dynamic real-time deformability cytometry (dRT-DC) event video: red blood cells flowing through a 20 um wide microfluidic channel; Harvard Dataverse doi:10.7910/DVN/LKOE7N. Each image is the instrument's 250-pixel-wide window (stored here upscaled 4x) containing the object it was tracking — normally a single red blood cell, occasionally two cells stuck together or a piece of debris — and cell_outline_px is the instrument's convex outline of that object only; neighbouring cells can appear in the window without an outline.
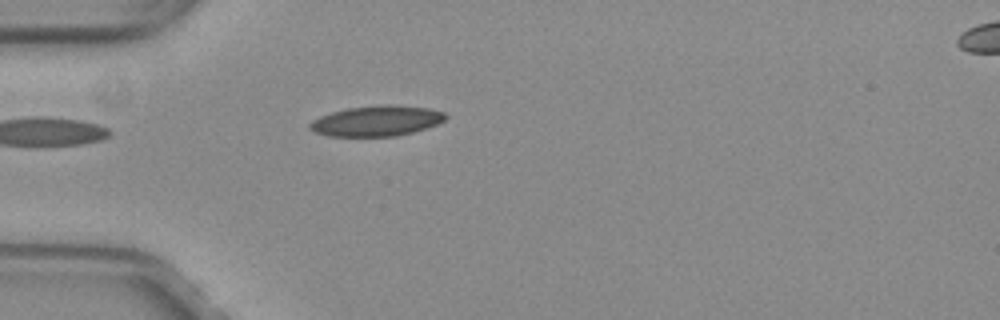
{"species": "common noctule bat (a hibernating species)", "species_latin": "Nyctalus noctula", "temperature_condition": "warm", "stored_images_in_passage": 37, "camera_frame_rate_fps": 3000, "um_per_image_px": 0.085, "animal": {"sex": "female", "body_mass_g": 29.2, "forearm_length_mm": 56.3}, "frame": {"image": 1, "passage_image": 1, "time_ms": 0.0, "image_size_px": [1000, 320], "cell_outline_px": [[448, 116], [444, 120], [428, 128], [396, 136], [328, 136], [316, 132], [308, 128], [308, 124], [312, 120], [320, 116], [332, 112], [348, 108], [380, 104], [396, 104], [432, 108], [444, 112]], "centroid_in_image_um": [32.04, 10.26], "position_along_channel_um": 53.0, "area_um2": 24.33}}
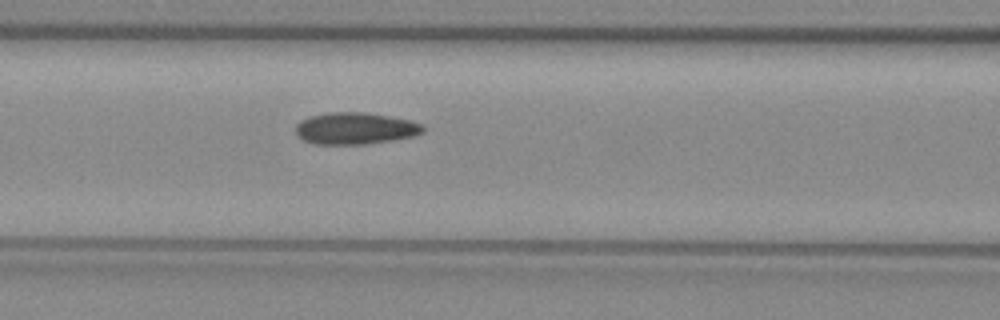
{"frame": {"image": 2, "passage_image": 8, "time_ms": 2.333, "image_size_px": [1000, 320], "cell_outline_px": [[424, 132], [412, 136], [392, 140], [364, 144], [316, 144], [304, 140], [296, 136], [296, 124], [300, 120], [308, 116], [328, 112], [364, 112], [388, 116], [408, 120], [424, 124]], "centroid_in_image_um": [30.16, 10.91], "position_along_channel_um": 136.4, "area_um2": 23.64}}
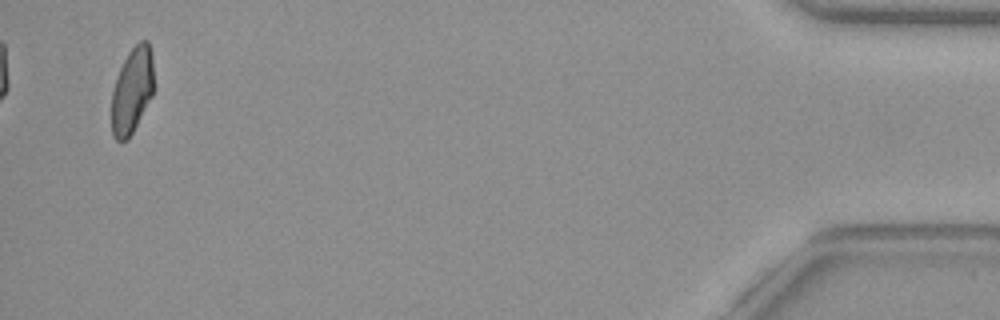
{"frame": {"image": 3, "passage_image": 36, "time_ms": 11.667, "image_size_px": [1000, 320], "cell_outline_px": [[152, 96], [132, 132], [124, 140], [116, 140], [112, 136], [112, 88], [116, 76], [128, 52], [140, 40], [148, 40], [152, 52]], "centroid_in_image_um": [11.21, 7.65], "position_along_channel_um": 424.0, "area_um2": 20.87}, "authors_computed_cell_mechanics": {"area_um2": 23.0044, "velocity_mm_per_s": 4.0057, "shape_relaxation_time_tau1_ms": null, "shape_relaxation_time_tau2_ms": 1.5899, "deformation_change_tau1": null, "deformation_change_tau2": 0.0713}}